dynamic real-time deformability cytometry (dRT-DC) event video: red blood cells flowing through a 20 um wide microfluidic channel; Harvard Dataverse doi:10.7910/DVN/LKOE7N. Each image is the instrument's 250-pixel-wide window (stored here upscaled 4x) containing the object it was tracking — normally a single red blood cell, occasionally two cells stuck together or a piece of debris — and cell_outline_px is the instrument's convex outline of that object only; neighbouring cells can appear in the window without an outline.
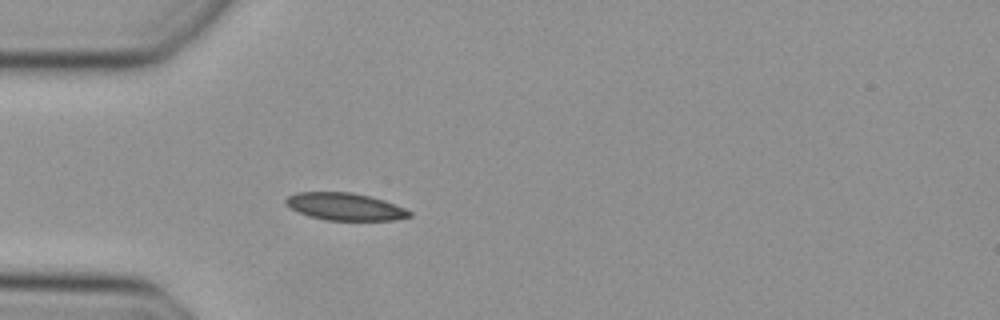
{"species": "Egyptian fruit bat (a non-hibernating species)", "species_latin": "Rousettus aegyptiacus", "temperature_condition": "cold", "stored_images_in_passage": 35, "camera_frame_rate_fps": 3000, "um_per_image_px": 0.085, "animal": {"sex": "female"}, "frame": {"image": 1, "passage_image": 1, "time_ms": 0.0, "image_size_px": [1000, 320], "cell_outline_px": [[412, 216], [392, 220], [324, 220], [308, 216], [284, 204], [284, 200], [288, 196], [296, 192], [352, 192], [384, 200], [404, 208], [412, 212]], "centroid_in_image_um": [29.3, 17.56], "position_along_channel_um": 55.7, "area_um2": 19.65}}
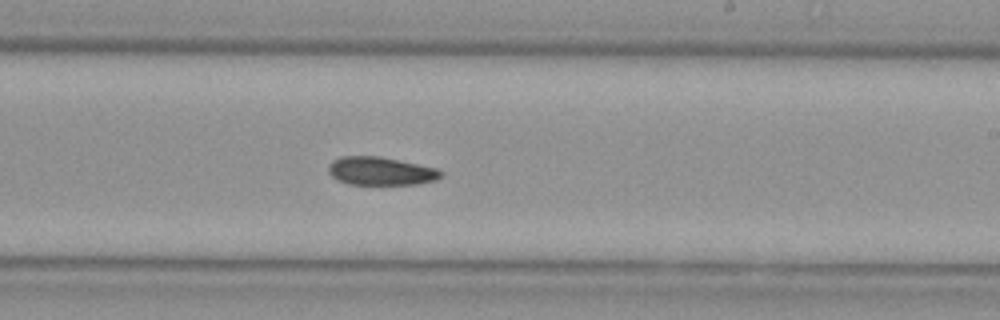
{"frame": {"image": 2, "passage_image": 16, "time_ms": 5.0, "image_size_px": [1000, 320], "cell_outline_px": [[444, 172], [436, 180], [416, 184], [348, 184], [336, 180], [328, 172], [328, 164], [332, 160], [340, 156], [380, 156], [436, 168]], "centroid_in_image_um": [32.31, 14.53], "position_along_channel_um": 256.7, "area_um2": 18.55}}
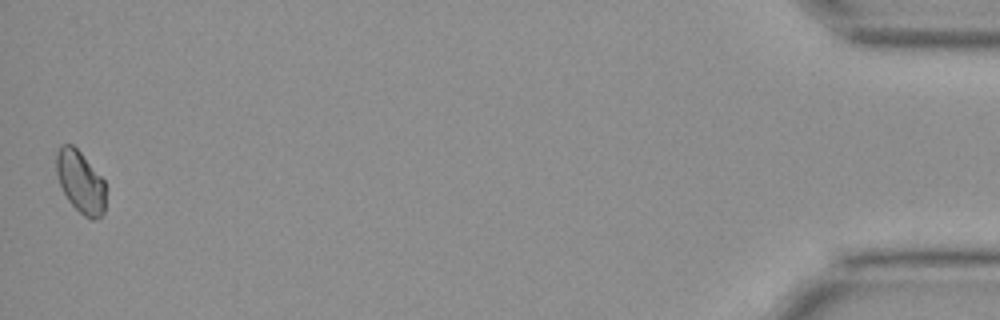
{"frame": {"image": 3, "passage_image": 35, "time_ms": 11.333, "image_size_px": [1000, 320], "cell_outline_px": [[104, 212], [100, 216], [92, 220], [88, 220], [68, 200], [60, 184], [56, 172], [56, 152], [60, 144], [72, 144], [80, 152], [104, 180]], "centroid_in_image_um": [6.81, 15.45], "position_along_channel_um": 428.4, "area_um2": 17.63}}